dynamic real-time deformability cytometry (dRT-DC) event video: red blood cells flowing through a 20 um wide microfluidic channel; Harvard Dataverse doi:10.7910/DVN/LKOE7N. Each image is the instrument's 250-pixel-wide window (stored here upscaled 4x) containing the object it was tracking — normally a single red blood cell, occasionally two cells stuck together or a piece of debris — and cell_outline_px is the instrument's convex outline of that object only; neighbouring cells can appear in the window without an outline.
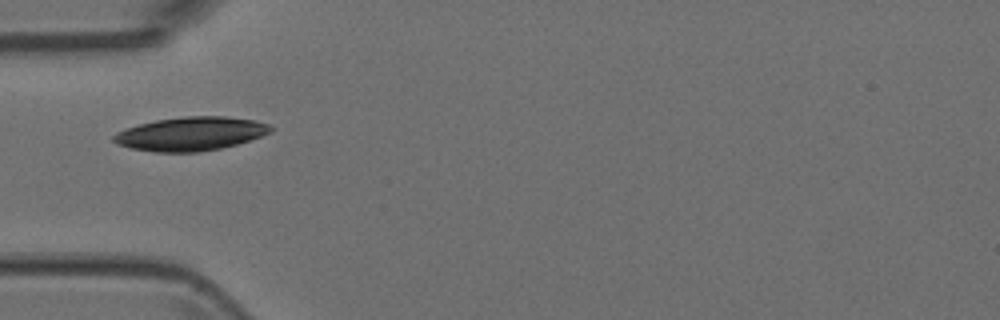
{"species": "Egyptian fruit bat (a non-hibernating species)", "species_latin": "Rousettus aegyptiacus", "temperature_condition": "room temperature", "stored_images_in_passage": 8, "camera_frame_rate_fps": 3000, "um_per_image_px": 0.085, "animal": {"sex": "female"}, "frame": {"image": 1, "passage_image": 5, "time_ms": 1.333, "image_size_px": [1000, 320], "cell_outline_px": [[272, 132], [236, 144], [220, 148], [200, 152], [156, 152], [132, 148], [116, 144], [112, 140], [112, 136], [116, 132], [140, 124], [156, 120], [184, 116], [224, 116], [256, 120], [268, 124], [272, 128]], "centroid_in_image_um": [16.2, 11.37], "position_along_channel_um": 68.8, "area_um2": 30.69}}
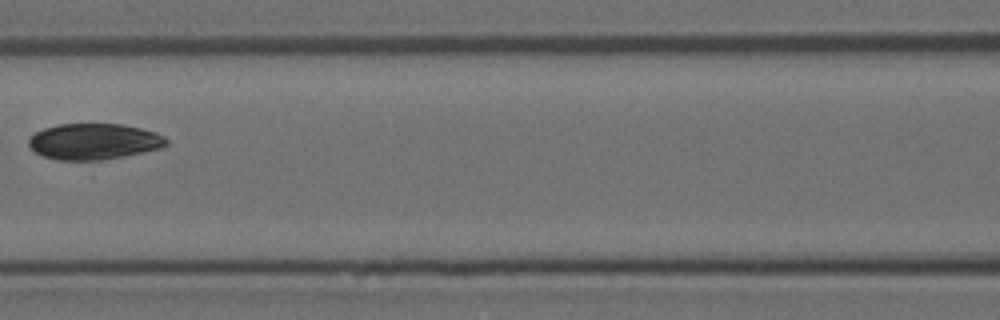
{"frame": {"image": 2, "passage_image": 7, "time_ms": 2.0, "image_size_px": [1000, 320], "cell_outline_px": [[168, 144], [160, 148], [92, 176], [44, 156], [36, 152], [28, 144], [28, 140], [36, 132], [44, 128], [60, 124], [120, 124], [140, 128], [156, 132], [164, 136], [168, 140]], "centroid_in_image_um": [8.07, 12.33], "position_along_channel_um": 158.5, "area_um2": 34.39}}
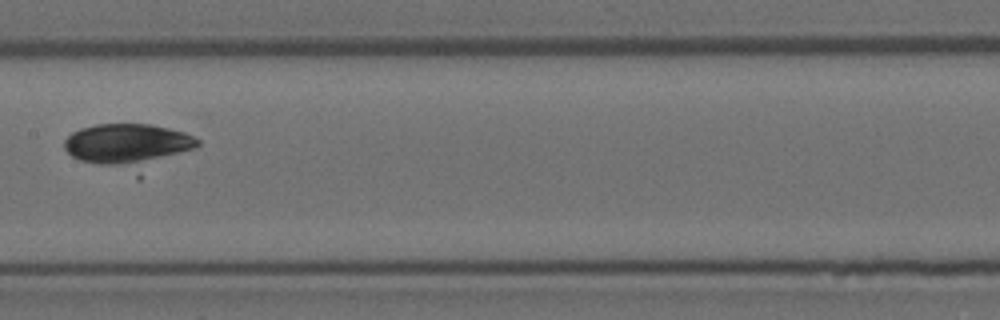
{"frame": {"image": 3, "passage_image": 8, "time_ms": 2.333, "image_size_px": [1000, 320], "cell_outline_px": [[200, 144], [196, 148], [132, 164], [100, 164], [80, 160], [72, 156], [64, 148], [64, 140], [72, 132], [80, 128], [96, 124], [152, 124], [184, 132], [200, 140]], "centroid_in_image_um": [10.76, 12.17], "position_along_channel_um": 196.6, "area_um2": 30.17}}